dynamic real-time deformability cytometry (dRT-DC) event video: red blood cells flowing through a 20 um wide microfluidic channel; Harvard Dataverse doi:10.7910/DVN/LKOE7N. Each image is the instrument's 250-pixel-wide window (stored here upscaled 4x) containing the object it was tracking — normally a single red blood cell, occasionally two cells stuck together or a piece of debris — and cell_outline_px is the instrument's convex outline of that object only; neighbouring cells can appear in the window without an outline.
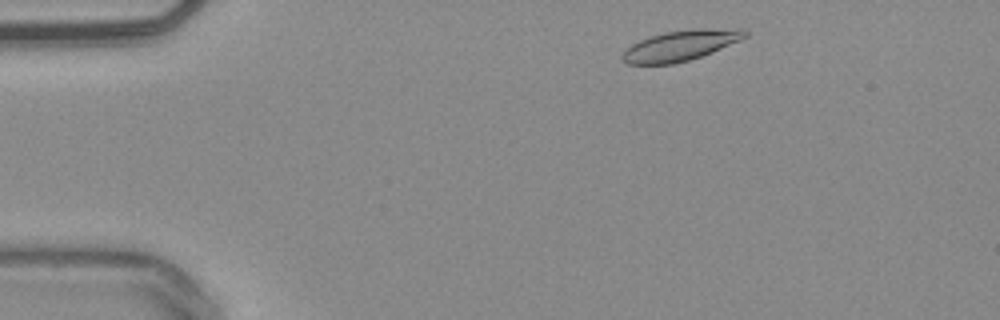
{"species": "common noctule bat (a hibernating species)", "species_latin": "Nyctalus noctula", "temperature_condition": "warm", "stored_images_in_passage": 47, "camera_frame_rate_fps": 3000, "um_per_image_px": 0.085, "animal": {"sex": "male", "body_mass_g": 20.4}, "frame": {"image": 1, "passage_image": 3, "time_ms": 0.667, "image_size_px": [1000, 320], "cell_outline_px": [[748, 36], [740, 40], [712, 52], [688, 60], [672, 64], [628, 64], [620, 60], [620, 56], [624, 48], [648, 36], [664, 32], [700, 28], [744, 28], [748, 32]], "centroid_in_image_um": [57.82, 3.86], "position_along_channel_um": 27.2, "area_um2": 22.02}}
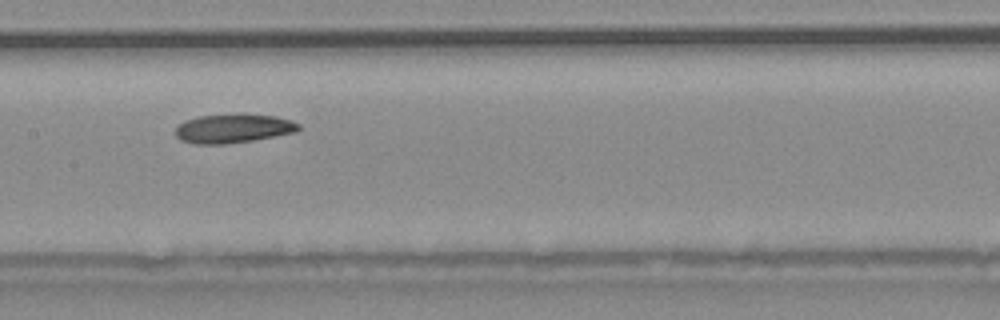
{"frame": {"image": 2, "passage_image": 21, "time_ms": 6.667, "image_size_px": [1000, 320], "cell_outline_px": [[300, 128], [296, 132], [252, 140], [224, 144], [196, 144], [180, 140], [176, 136], [176, 128], [184, 120], [200, 116], [236, 112], [244, 112], [276, 116], [300, 124]], "centroid_in_image_um": [19.82, 10.89], "position_along_channel_um": 187.6, "area_um2": 21.15}}
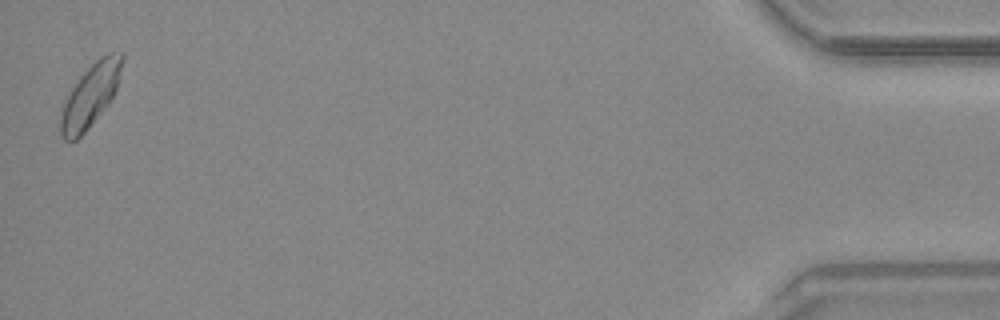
{"frame": {"image": 3, "passage_image": 47, "time_ms": 15.333, "image_size_px": [1000, 320], "cell_outline_px": [[124, 60], [116, 88], [112, 96], [104, 108], [88, 128], [76, 140], [64, 140], [60, 132], [60, 108], [64, 100], [80, 76], [100, 56], [108, 52], [124, 52]], "centroid_in_image_um": [7.67, 8.08], "position_along_channel_um": 427.5, "area_um2": 22.31}, "authors_computed_cell_mechanics": {"area_um2": 21.097, "velocity_mm_per_s": 3.798, "shape_relaxation_time_tau1_ms": 6.7415, "shape_relaxation_time_tau2_ms": 3.4225, "deformation_change_tau1": 0.1077, "deformation_change_tau2": 0.0667}}